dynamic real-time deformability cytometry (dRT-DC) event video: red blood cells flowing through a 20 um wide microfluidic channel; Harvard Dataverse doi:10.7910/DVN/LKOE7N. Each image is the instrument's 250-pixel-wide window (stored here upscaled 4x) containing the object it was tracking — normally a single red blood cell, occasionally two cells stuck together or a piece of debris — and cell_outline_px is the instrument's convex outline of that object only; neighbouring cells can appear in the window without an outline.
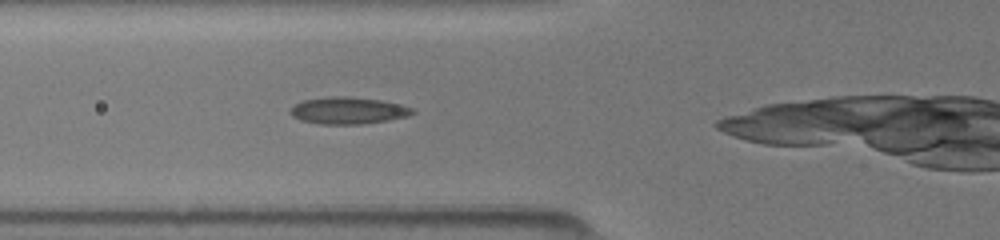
{"species": "common noctule bat (a hibernating species)", "species_latin": "Nyctalus noctula", "temperature_condition": "room temperature", "stored_images_in_passage": 29, "camera_frame_rate_fps": 3000, "um_per_image_px": 0.085, "animal": {"sex": "female", "body_mass_g": 19.5, "forearm_length_mm": 54.1}, "frame": {"image": 1, "passage_image": 3, "time_ms": 0.667, "image_size_px": [1000, 240], "cell_outline_px": [[416, 112], [408, 116], [388, 120], [360, 124], [320, 124], [300, 120], [292, 116], [288, 112], [300, 100], [332, 96], [348, 96], [380, 100], [416, 108]], "centroid_in_image_um": [29.59, 9.39], "position_along_channel_um": 96.2, "area_um2": 19.25}}
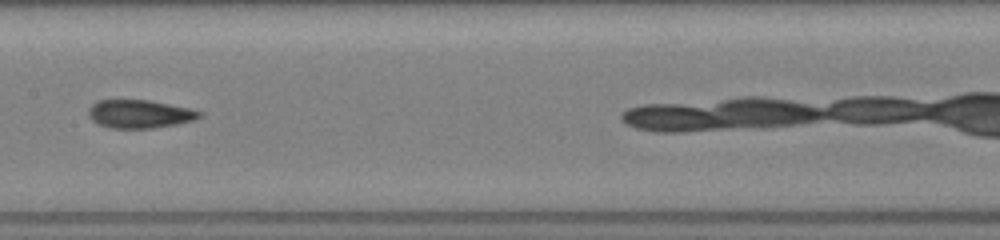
{"frame": {"image": 2, "passage_image": 10, "time_ms": 3.0, "image_size_px": [1000, 240], "cell_outline_px": [[200, 116], [196, 120], [176, 124], [152, 128], [108, 128], [92, 120], [88, 116], [88, 108], [96, 100], [148, 100], [192, 108], [200, 112]], "centroid_in_image_um": [11.85, 9.68], "position_along_channel_um": 195.6, "area_um2": 18.32}}
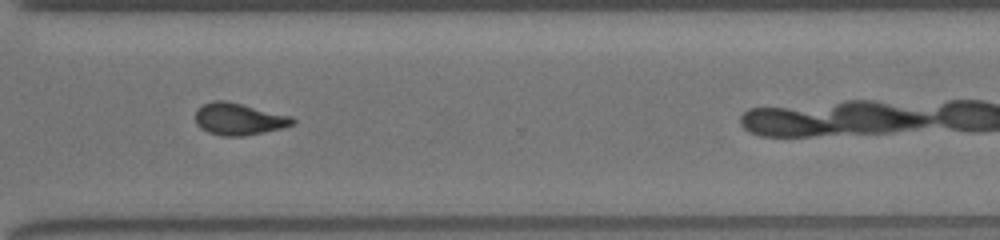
{"frame": {"image": 3, "passage_image": 21, "time_ms": 6.667, "image_size_px": [1000, 240], "cell_outline_px": [[296, 124], [264, 132], [244, 136], [220, 136], [208, 132], [200, 128], [196, 124], [196, 112], [204, 104], [212, 100], [224, 100], [292, 116], [296, 120]], "centroid_in_image_um": [20.31, 10.13], "position_along_channel_um": 350.3, "area_um2": 18.03}}